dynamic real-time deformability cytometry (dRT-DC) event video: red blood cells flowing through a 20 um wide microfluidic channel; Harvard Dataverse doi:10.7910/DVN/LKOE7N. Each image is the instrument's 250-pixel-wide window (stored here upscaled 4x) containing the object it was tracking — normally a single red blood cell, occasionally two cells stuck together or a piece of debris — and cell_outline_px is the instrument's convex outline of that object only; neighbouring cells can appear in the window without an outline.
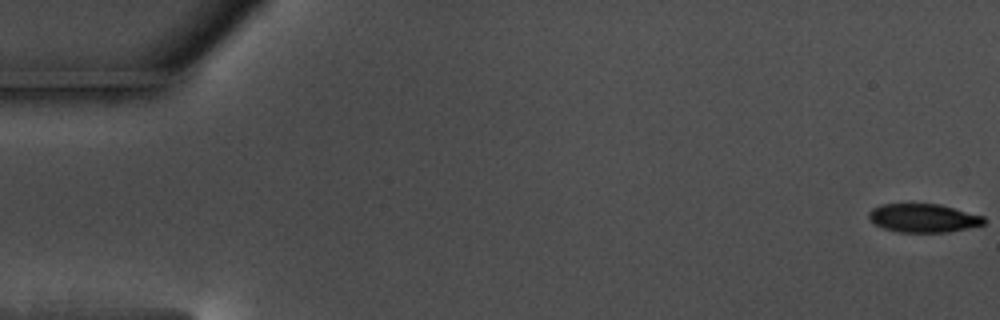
{"species": "common noctule bat (a hibernating species)", "species_latin": "Nyctalus noctula", "temperature_condition": "warm", "stored_images_in_passage": 53, "camera_frame_rate_fps": 3000, "um_per_image_px": 0.085, "animal": {"sex": "male", "body_mass_g": 17.5, "forearm_length_mm": 52.3}, "frame": {"image": 1, "passage_image": 1, "time_ms": 0.0, "image_size_px": [1000, 320], "cell_outline_px": [[984, 224], [948, 232], [896, 232], [884, 228], [876, 224], [868, 216], [868, 212], [872, 208], [880, 204], [940, 204], [984, 216]], "centroid_in_image_um": [78.47, 18.53], "position_along_channel_um": 6.5, "area_um2": 19.02}}
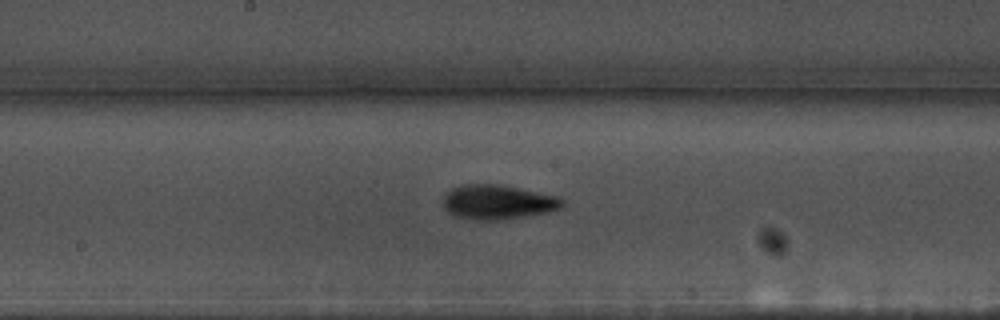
{"frame": {"image": 2, "passage_image": 31, "time_ms": 10.0, "image_size_px": [1000, 320], "cell_outline_px": [[564, 204], [560, 208], [544, 212], [496, 220], [480, 220], [452, 216], [444, 208], [444, 192], [460, 184], [500, 184], [556, 196], [564, 200]], "centroid_in_image_um": [42.23, 17.16], "position_along_channel_um": 206.0, "area_um2": 23.7}}
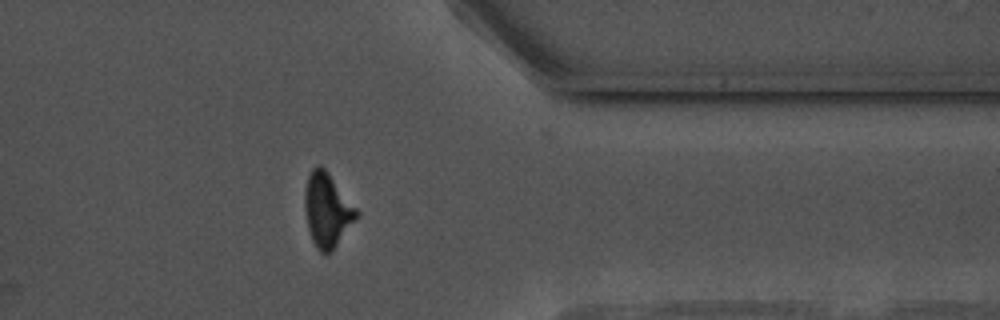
{"frame": {"image": 3, "passage_image": 47, "time_ms": 15.333, "image_size_px": [1000, 320], "cell_outline_px": [[360, 216], [332, 252], [320, 252], [316, 248], [312, 240], [308, 228], [304, 208], [304, 192], [308, 176], [312, 168], [320, 164], [328, 172], [360, 212]], "centroid_in_image_um": [27.83, 17.87], "position_along_channel_um": 383.6, "area_um2": 22.54}, "authors_computed_cell_mechanics": {"area_um2": 21.4438, "velocity_mm_per_s": 3.5613, "shape_relaxation_time_tau1_ms": 2.8959, "shape_relaxation_time_tau2_ms": 4.0403, "deformation_change_tau1": 0.1585, "deformation_change_tau2": 0.1141}}